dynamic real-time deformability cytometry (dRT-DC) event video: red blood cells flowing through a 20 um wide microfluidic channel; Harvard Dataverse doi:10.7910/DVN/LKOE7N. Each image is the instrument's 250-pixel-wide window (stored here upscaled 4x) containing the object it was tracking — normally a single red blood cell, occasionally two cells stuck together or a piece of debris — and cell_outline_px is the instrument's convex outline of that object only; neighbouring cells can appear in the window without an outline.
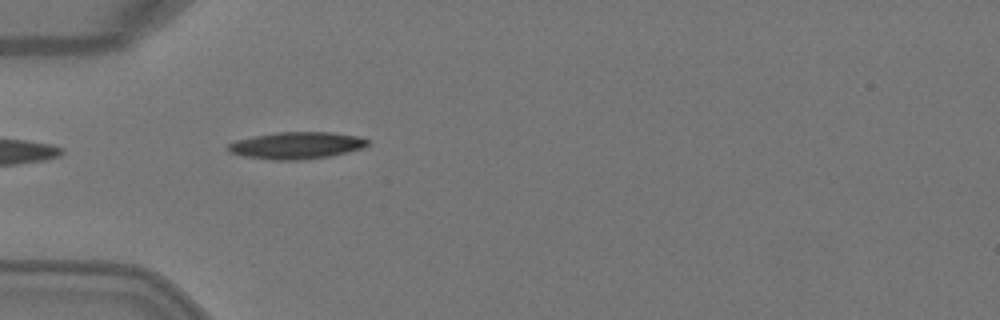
{"species": "Egyptian fruit bat (a non-hibernating species)", "species_latin": "Rousettus aegyptiacus", "temperature_condition": "warm", "stored_images_in_passage": 3, "camera_frame_rate_fps": 3000, "um_per_image_px": 0.085, "animal": {"sex": "female"}, "frame": {"image": 1, "passage_image": 2, "time_ms": 0.333, "image_size_px": [1000, 320], "cell_outline_px": [[368, 144], [364, 148], [348, 152], [328, 156], [296, 160], [272, 160], [240, 156], [228, 152], [228, 144], [236, 140], [252, 136], [276, 132], [332, 132], [360, 136], [368, 140]], "centroid_in_image_um": [25.18, 12.36], "position_along_channel_um": 59.8, "area_um2": 22.08}}
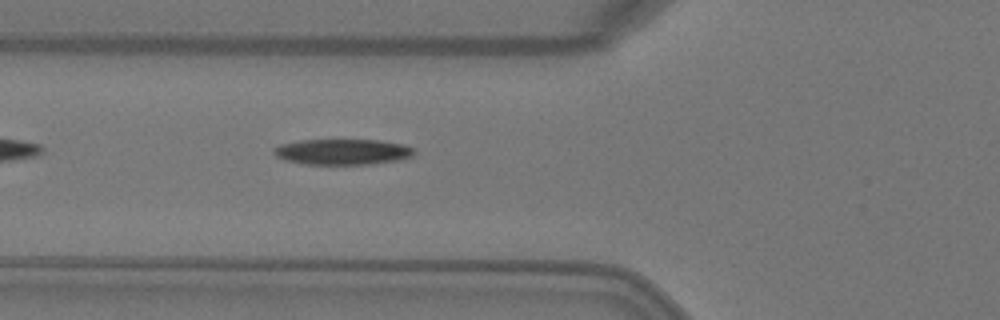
{"frame": {"image": 2, "passage_image": 3, "time_ms": 0.667, "image_size_px": [1000, 320], "cell_outline_px": [[416, 156], [400, 160], [372, 164], [304, 164], [284, 160], [276, 156], [272, 152], [272, 148], [280, 144], [300, 140], [380, 140], [404, 144], [416, 148]], "centroid_in_image_um": [29.17, 12.9], "position_along_channel_um": 96.6, "area_um2": 21.44}}